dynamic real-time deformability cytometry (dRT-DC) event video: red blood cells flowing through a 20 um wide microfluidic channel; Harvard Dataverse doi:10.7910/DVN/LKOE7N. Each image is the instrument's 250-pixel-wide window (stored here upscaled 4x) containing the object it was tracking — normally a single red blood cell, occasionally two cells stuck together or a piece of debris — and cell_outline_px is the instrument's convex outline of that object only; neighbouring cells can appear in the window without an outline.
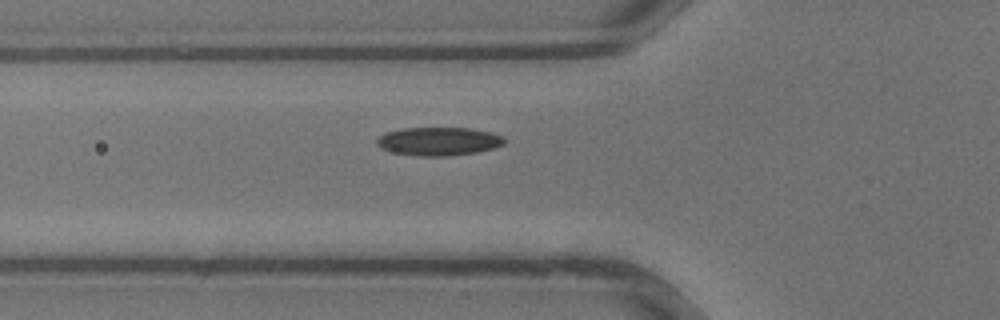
{"species": "common noctule bat (a hibernating species)", "species_latin": "Nyctalus noctula", "temperature_condition": "warm", "stored_images_in_passage": 26, "camera_frame_rate_fps": 3000, "um_per_image_px": 0.085, "animal": {"sex": "male", "body_mass_g": 13.3}, "frame": {"image": 1, "passage_image": 2, "time_ms": 0.333, "image_size_px": [1000, 320], "cell_outline_px": [[504, 144], [496, 148], [476, 152], [448, 156], [416, 156], [392, 152], [380, 148], [376, 144], [376, 140], [384, 132], [404, 128], [472, 128], [492, 132], [504, 136]], "centroid_in_image_um": [37.29, 12.01], "position_along_channel_um": 88.5, "area_um2": 21.33}}
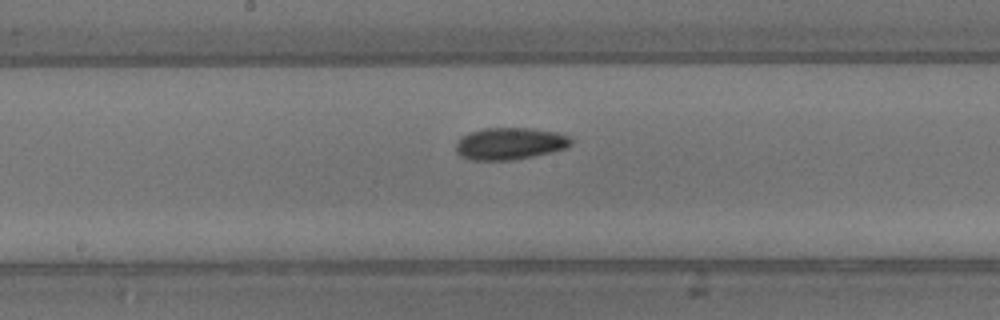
{"frame": {"image": 2, "passage_image": 8, "time_ms": 2.333, "image_size_px": [1000, 320], "cell_outline_px": [[572, 144], [568, 148], [552, 152], [512, 160], [468, 160], [460, 156], [456, 152], [456, 144], [460, 136], [484, 128], [528, 128], [556, 132], [568, 136], [572, 140]], "centroid_in_image_um": [43.32, 12.21], "position_along_channel_um": 204.9, "area_um2": 21.56}}
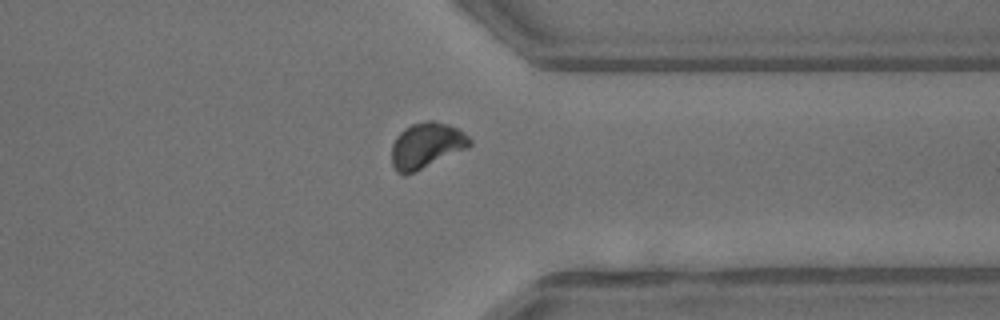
{"frame": {"image": 3, "passage_image": 17, "time_ms": 5.333, "image_size_px": [1000, 320], "cell_outline_px": [[472, 144], [468, 148], [404, 176], [396, 172], [392, 164], [392, 144], [396, 136], [404, 128], [412, 124], [428, 120], [432, 120], [448, 124], [464, 132], [472, 140]], "centroid_in_image_um": [36.24, 12.36], "position_along_channel_um": 375.2, "area_um2": 20.75}}